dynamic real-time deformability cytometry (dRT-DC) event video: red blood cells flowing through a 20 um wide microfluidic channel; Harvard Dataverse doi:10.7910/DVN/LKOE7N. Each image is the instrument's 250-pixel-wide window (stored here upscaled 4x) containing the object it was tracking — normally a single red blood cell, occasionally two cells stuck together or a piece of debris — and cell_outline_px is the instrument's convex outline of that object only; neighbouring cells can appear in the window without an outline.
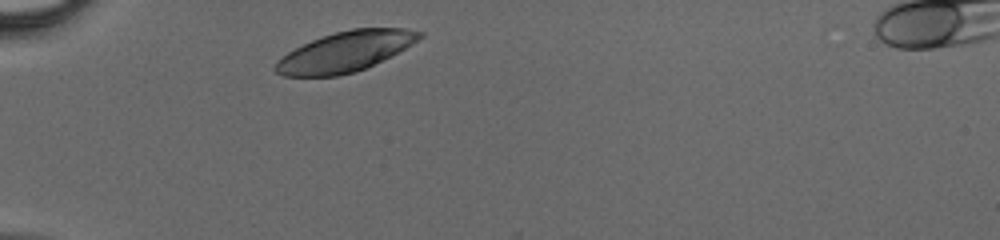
{"species": "human", "species_latin": "Homo sapiens", "temperature_condition": "cold", "stored_images_in_passage": 28, "camera_frame_rate_fps": 3000, "um_per_image_px": 0.085, "donor": {"sex": "male"}, "frame": {"image": 1, "passage_image": 2, "time_ms": 0.333, "image_size_px": [1000, 240], "cell_outline_px": [[424, 36], [412, 44], [356, 72], [336, 76], [284, 76], [276, 72], [272, 68], [276, 60], [280, 56], [312, 40], [336, 32], [352, 28], [404, 28], [424, 32]], "centroid_in_image_um": [29.3, 4.39], "position_along_channel_um": 55.7, "area_um2": 33.29}}
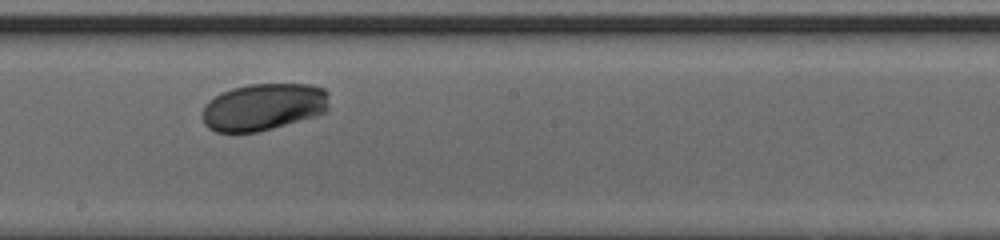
{"frame": {"image": 2, "passage_image": 15, "time_ms": 4.667, "image_size_px": [1000, 240], "cell_outline_px": [[328, 108], [324, 112], [316, 116], [260, 132], [216, 132], [208, 128], [204, 124], [200, 116], [204, 104], [208, 100], [232, 88], [248, 84], [312, 84], [324, 88], [328, 92]], "centroid_in_image_um": [22.38, 9.09], "position_along_channel_um": 225.8, "area_um2": 35.26}}
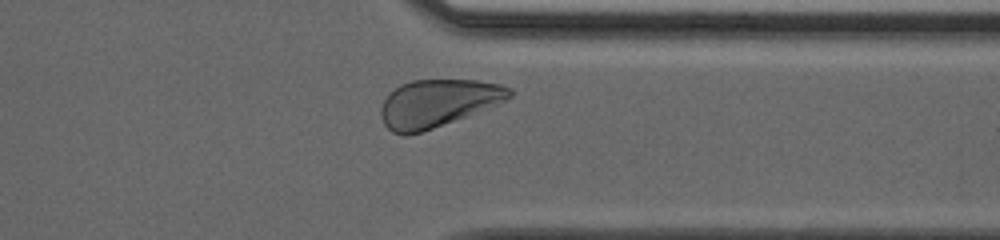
{"frame": {"image": 3, "passage_image": 25, "time_ms": 8.0, "image_size_px": [1000, 240], "cell_outline_px": [[512, 96], [496, 104], [432, 128], [420, 132], [404, 136], [392, 132], [384, 124], [380, 116], [380, 108], [384, 100], [400, 84], [412, 80], [476, 80], [500, 84], [512, 88]], "centroid_in_image_um": [37.17, 8.76], "position_along_channel_um": 374.2, "area_um2": 35.03}}